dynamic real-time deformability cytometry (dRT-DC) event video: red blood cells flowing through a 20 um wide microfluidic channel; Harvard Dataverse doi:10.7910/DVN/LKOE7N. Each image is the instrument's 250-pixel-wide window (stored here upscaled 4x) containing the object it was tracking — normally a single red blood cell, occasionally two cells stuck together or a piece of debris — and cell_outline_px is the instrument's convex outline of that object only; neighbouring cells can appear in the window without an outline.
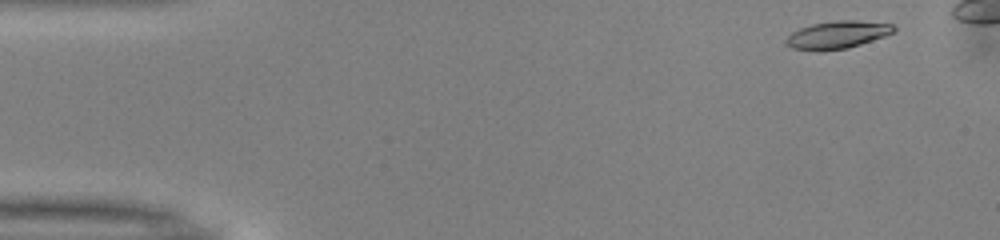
{"species": "common noctule bat (a hibernating species)", "species_latin": "Nyctalus noctula", "temperature_condition": "warm", "stored_images_in_passage": 13, "camera_frame_rate_fps": 3000, "um_per_image_px": 0.085, "animal": {"sex": "male", "body_mass_g": 13.0, "forearm_length_mm": 53.1}, "frame": {"image": 1, "passage_image": 1, "time_ms": 0.0, "image_size_px": [1000, 240], "cell_outline_px": [[896, 28], [892, 32], [884, 36], [848, 48], [824, 52], [816, 52], [792, 48], [784, 44], [784, 40], [792, 32], [800, 28], [812, 24], [836, 20], [856, 20], [892, 24]], "centroid_in_image_um": [71.11, 2.98], "position_along_channel_um": 13.9, "area_um2": 17.51}}